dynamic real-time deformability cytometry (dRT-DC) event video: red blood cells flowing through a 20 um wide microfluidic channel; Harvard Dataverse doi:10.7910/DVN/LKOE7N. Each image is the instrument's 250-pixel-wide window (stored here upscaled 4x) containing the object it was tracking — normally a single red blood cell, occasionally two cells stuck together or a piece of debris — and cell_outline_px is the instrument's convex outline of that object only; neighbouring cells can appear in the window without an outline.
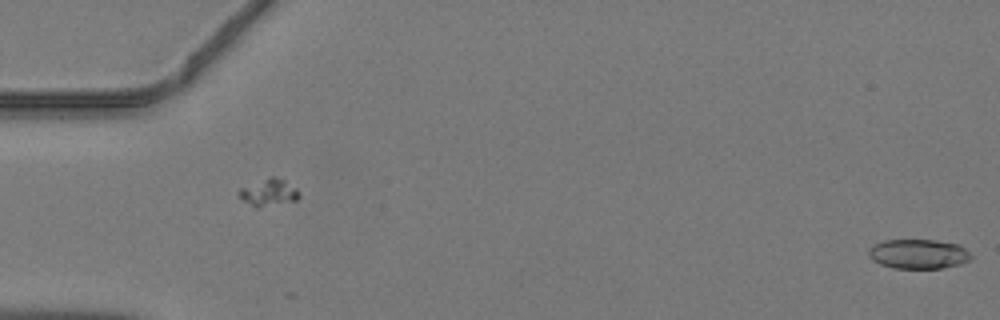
{"species": "common noctule bat (a hibernating species)", "species_latin": "Nyctalus noctula", "temperature_condition": "warm", "stored_images_in_passage": 10, "segment_of_instrument_passage": [2, 2], "camera_frame_rate_fps": 3000, "um_per_image_px": 0.085, "animal": {"sex": "male", "body_mass_g": 19.2, "forearm_length_mm": 51.8}, "frame": {"image": 1, "passage_image": 10, "time_ms": 3.0, "image_size_px": [1000, 320], "cell_outline_px": [[972, 260], [960, 264], [940, 268], [892, 268], [880, 264], [872, 260], [868, 256], [868, 248], [872, 244], [884, 240], [936, 240], [960, 244], [972, 256]], "centroid_in_image_um": [78.04, 21.58], "position_along_channel_um": 7.0, "area_um2": 17.86}}